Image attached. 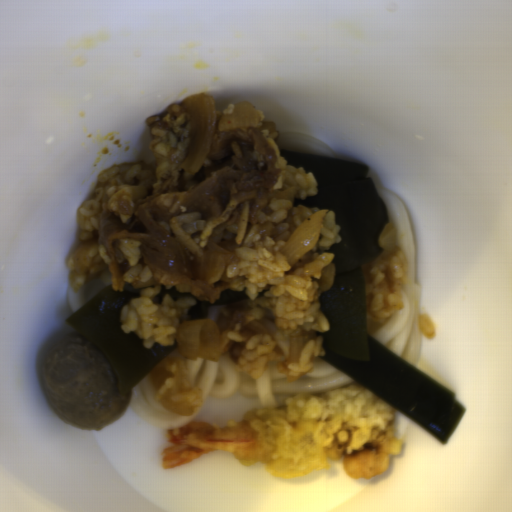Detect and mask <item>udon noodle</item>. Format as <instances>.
<instances>
[{
    "mask_svg": "<svg viewBox=\"0 0 512 512\" xmlns=\"http://www.w3.org/2000/svg\"><path fill=\"white\" fill-rule=\"evenodd\" d=\"M187 372L192 387L201 392L202 400L191 415L174 413L156 400L155 389L150 383L149 373L131 388L129 407L142 420L158 429H178L199 417L206 400L210 397L249 395L257 397L261 407H275L285 404L292 397L300 394L321 395L334 389L359 382L330 364L315 358L309 374L294 382H289L278 369L276 362H269L263 375L252 380L247 371L236 368L229 355L220 352L218 362L204 357L196 359L179 358Z\"/></svg>",
    "mask_w": 512,
    "mask_h": 512,
    "instance_id": "d5520da0",
    "label": "udon noodle"
},
{
    "mask_svg": "<svg viewBox=\"0 0 512 512\" xmlns=\"http://www.w3.org/2000/svg\"><path fill=\"white\" fill-rule=\"evenodd\" d=\"M384 203L389 224L396 232L394 246L406 258V285L402 290V309L392 314L384 323L372 322L367 317V332L372 339L418 369L421 330L419 319V286L415 279L416 253L408 214L399 196L375 186Z\"/></svg>",
    "mask_w": 512,
    "mask_h": 512,
    "instance_id": "a0691cae",
    "label": "udon noodle"
},
{
    "mask_svg": "<svg viewBox=\"0 0 512 512\" xmlns=\"http://www.w3.org/2000/svg\"><path fill=\"white\" fill-rule=\"evenodd\" d=\"M276 145L278 150L316 154L336 158L327 144L314 136L300 131H287L280 133Z\"/></svg>",
    "mask_w": 512,
    "mask_h": 512,
    "instance_id": "8dc81ce9",
    "label": "udon noodle"
},
{
    "mask_svg": "<svg viewBox=\"0 0 512 512\" xmlns=\"http://www.w3.org/2000/svg\"><path fill=\"white\" fill-rule=\"evenodd\" d=\"M84 286L85 284L77 290L73 287L70 281L65 289L66 301L71 311L74 313L88 303L84 292Z\"/></svg>",
    "mask_w": 512,
    "mask_h": 512,
    "instance_id": "b55badf4",
    "label": "udon noodle"
},
{
    "mask_svg": "<svg viewBox=\"0 0 512 512\" xmlns=\"http://www.w3.org/2000/svg\"><path fill=\"white\" fill-rule=\"evenodd\" d=\"M231 303H233V302L219 303V304H213V305L209 306L207 316L204 317L202 320H210L211 322H213L216 325L221 310L224 307H227L228 305H230Z\"/></svg>",
    "mask_w": 512,
    "mask_h": 512,
    "instance_id": "49779ff9",
    "label": "udon noodle"
}]
</instances>
